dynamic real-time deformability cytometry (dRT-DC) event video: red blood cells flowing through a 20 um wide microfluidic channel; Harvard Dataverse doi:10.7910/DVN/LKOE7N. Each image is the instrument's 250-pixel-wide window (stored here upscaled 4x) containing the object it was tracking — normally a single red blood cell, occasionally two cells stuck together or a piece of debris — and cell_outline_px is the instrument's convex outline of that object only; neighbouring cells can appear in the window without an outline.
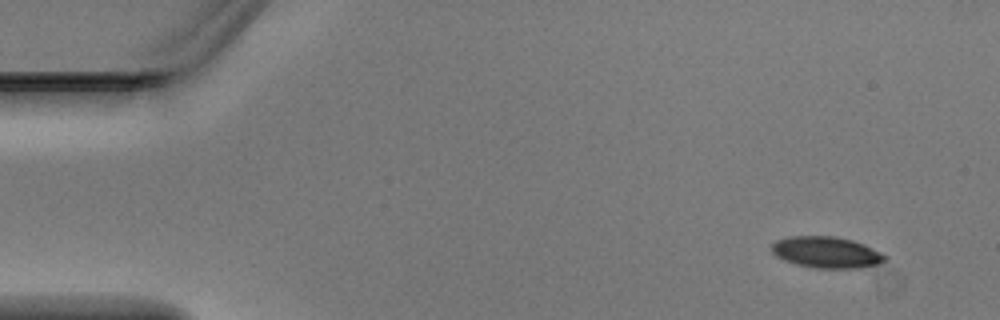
{"species": "Egyptian fruit bat (a non-hibernating species)", "species_latin": "Rousettus aegyptiacus", "temperature_condition": "warm", "stored_images_in_passage": 6, "camera_frame_rate_fps": 3000, "um_per_image_px": 0.085, "animal": {"sex": "male"}, "frame": {"image": 1, "passage_image": 1, "time_ms": 0.0, "image_size_px": [1000, 320], "cell_outline_px": [[888, 256], [884, 260], [876, 264], [860, 268], [812, 268], [796, 264], [784, 260], [776, 256], [772, 252], [772, 244], [776, 240], [788, 236], [836, 236], [852, 240], [864, 244]], "centroid_in_image_um": [70.22, 21.44], "position_along_channel_um": 14.8, "area_um2": 20.69}}
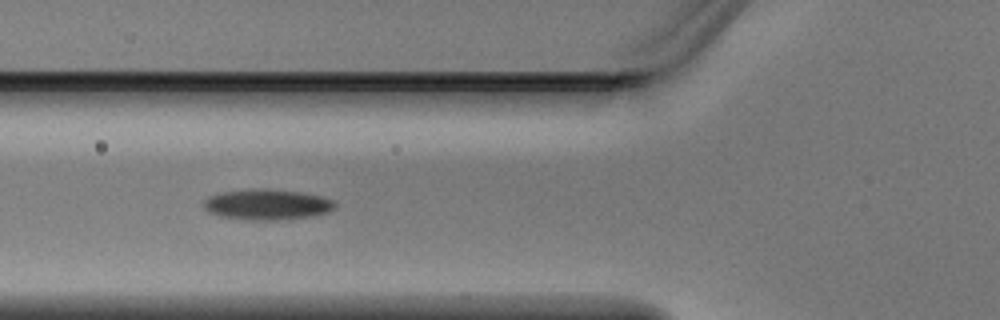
{"frame": {"image": 2, "passage_image": 5, "time_ms": 1.333, "image_size_px": [1000, 320], "cell_outline_px": [[336, 208], [328, 212], [312, 216], [276, 220], [264, 220], [220, 216], [208, 212], [204, 208], [204, 200], [208, 196], [224, 192], [252, 188], [264, 188], [300, 192], [320, 196], [332, 200], [336, 204]], "centroid_in_image_um": [22.71, 17.37], "position_along_channel_um": 103.1, "area_um2": 23.24}}
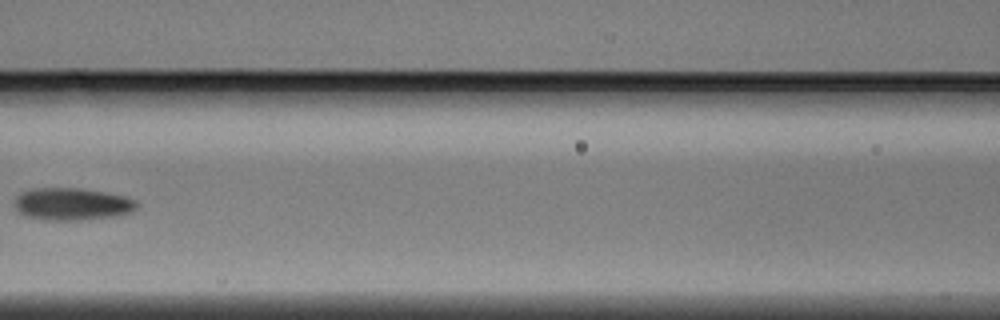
{"frame": {"image": 3, "passage_image": 6, "time_ms": 1.667, "image_size_px": [1000, 320], "cell_outline_px": [[136, 208], [128, 212], [112, 216], [80, 220], [44, 220], [28, 216], [20, 212], [16, 208], [16, 196], [20, 192], [32, 188], [80, 188], [104, 192], [124, 196], [136, 200]], "centroid_in_image_um": [6.09, 17.33], "position_along_channel_um": 160.5, "area_um2": 22.72}}